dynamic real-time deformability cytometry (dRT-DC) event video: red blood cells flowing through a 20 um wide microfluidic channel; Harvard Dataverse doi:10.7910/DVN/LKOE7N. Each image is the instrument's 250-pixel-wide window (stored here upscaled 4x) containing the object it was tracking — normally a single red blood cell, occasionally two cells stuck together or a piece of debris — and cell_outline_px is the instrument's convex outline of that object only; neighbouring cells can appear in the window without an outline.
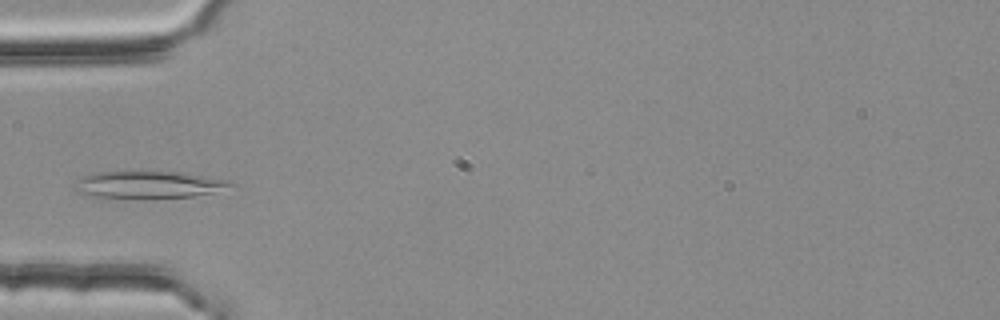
{"species": "common noctule bat (a hibernating species)", "species_latin": "Nyctalus noctula", "temperature_condition": "room temperature", "stored_images_in_passage": 2, "camera_frame_rate_fps": 3000, "um_per_image_px": 0.085, "animal": {"sex": "female", "body_mass_g": 25.1}, "frame": {"image": 1, "passage_image": 1, "time_ms": 0.0, "image_size_px": [1000, 320], "cell_outline_px": [[236, 184], [212, 192], [192, 196], [152, 200], [92, 196], [76, 192], [72, 188], [84, 176], [96, 172], [124, 168], [184, 172], [228, 180]], "centroid_in_image_um": [12.56, 15.67], "position_along_channel_um": 72.4, "area_um2": 26.18}}